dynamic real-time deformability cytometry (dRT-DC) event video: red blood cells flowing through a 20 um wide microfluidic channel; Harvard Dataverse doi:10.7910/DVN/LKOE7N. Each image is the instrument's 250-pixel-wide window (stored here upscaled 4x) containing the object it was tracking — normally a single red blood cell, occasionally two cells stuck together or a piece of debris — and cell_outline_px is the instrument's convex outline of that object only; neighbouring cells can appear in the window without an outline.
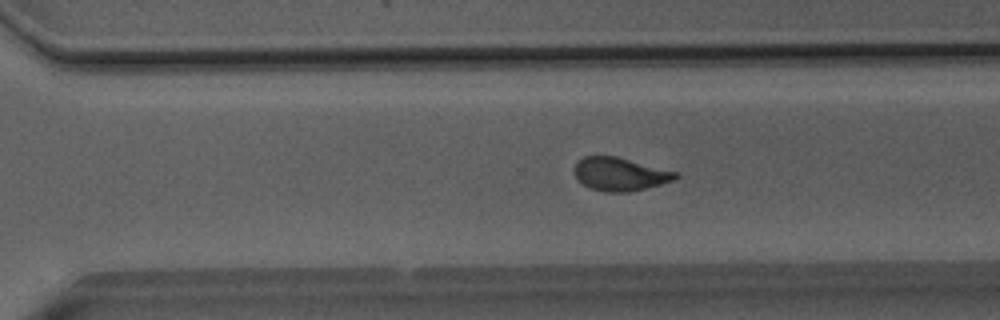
{"species": "Egyptian fruit bat (a non-hibernating species)", "species_latin": "Rousettus aegyptiacus", "temperature_condition": "room temperature", "stored_images_in_passage": 51, "camera_frame_rate_fps": 3000, "um_per_image_px": 0.085, "animal": {"sex": "male"}, "frame": {"image": 1, "passage_image": 36, "time_ms": 11.667, "image_size_px": [1000, 320], "cell_outline_px": [[680, 176], [672, 180], [660, 184], [628, 192], [604, 192], [592, 188], [584, 184], [572, 172], [572, 168], [584, 156], [616, 156], [680, 172]], "centroid_in_image_um": [52.71, 14.79], "position_along_channel_um": 317.9, "area_um2": 19.54}}
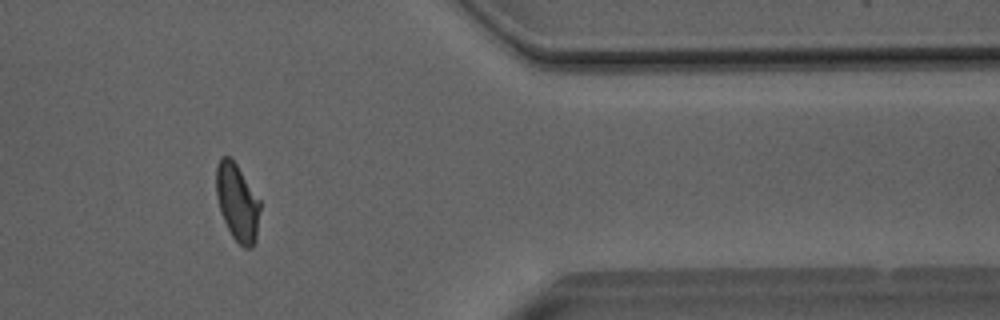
{"frame": {"image": 2, "passage_image": 43, "time_ms": 14.0, "image_size_px": [1000, 320], "cell_outline_px": [[260, 208], [256, 240], [252, 248], [244, 248], [232, 236], [220, 212], [216, 196], [216, 164], [220, 156], [232, 156], [260, 200]], "centroid_in_image_um": [20.16, 17.15], "position_along_channel_um": 391.2, "area_um2": 20.0}}
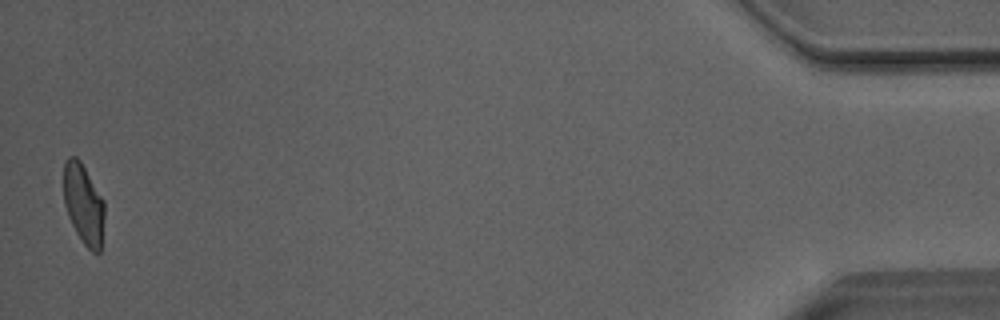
{"frame": {"image": 3, "passage_image": 51, "time_ms": 16.667, "image_size_px": [1000, 320], "cell_outline_px": [[104, 220], [100, 252], [92, 252], [84, 244], [76, 232], [68, 216], [64, 204], [64, 160], [68, 156], [76, 156], [80, 160], [104, 200]], "centroid_in_image_um": [7.1, 17.32], "position_along_channel_um": 428.1, "area_um2": 19.13}, "authors_computed_cell_mechanics": {"area_um2": 20.5768, "velocity_mm_per_s": 4.0438, "shape_relaxation_time_tau1_ms": 5.4021, "shape_relaxation_time_tau2_ms": 1.2793, "deformation_change_tau1": 0.1667, "deformation_change_tau2": 0.0657}}